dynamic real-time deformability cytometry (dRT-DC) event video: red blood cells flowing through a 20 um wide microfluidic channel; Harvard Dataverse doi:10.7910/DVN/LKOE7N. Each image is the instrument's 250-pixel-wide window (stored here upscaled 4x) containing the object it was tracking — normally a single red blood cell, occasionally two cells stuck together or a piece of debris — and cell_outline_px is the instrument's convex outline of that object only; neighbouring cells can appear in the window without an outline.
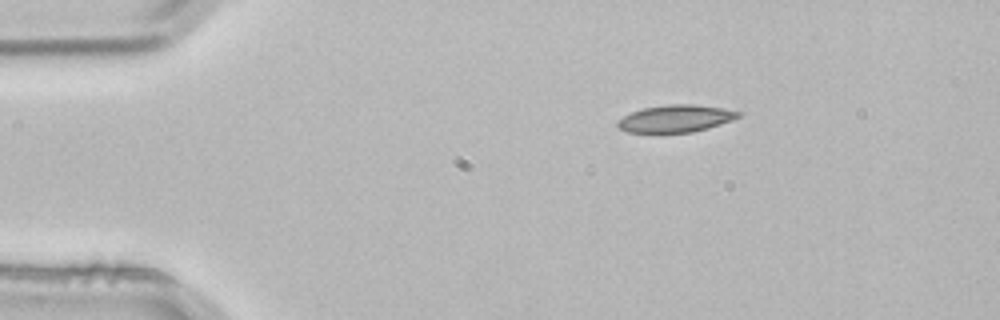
{"species": "common noctule bat (a hibernating species)", "species_latin": "Nyctalus noctula", "temperature_condition": "room temperature", "stored_images_in_passage": 4, "segment_of_instrument_passage": [2, 2], "camera_frame_rate_fps": 3000, "um_per_image_px": 0.085, "animal": {"sex": "male", "body_mass_g": 21.5, "forearm_length_mm": 52.0}, "frame": {"image": 1, "passage_image": 4, "time_ms": 1.0, "image_size_px": [1000, 320], "cell_outline_px": [[744, 112], [740, 116], [732, 120], [708, 128], [692, 132], [628, 132], [620, 128], [616, 124], [616, 120], [632, 112], [644, 108], [668, 104], [692, 104], [724, 108]], "centroid_in_image_um": [57.46, 10.07], "position_along_channel_um": 27.5, "area_um2": 19.07}}